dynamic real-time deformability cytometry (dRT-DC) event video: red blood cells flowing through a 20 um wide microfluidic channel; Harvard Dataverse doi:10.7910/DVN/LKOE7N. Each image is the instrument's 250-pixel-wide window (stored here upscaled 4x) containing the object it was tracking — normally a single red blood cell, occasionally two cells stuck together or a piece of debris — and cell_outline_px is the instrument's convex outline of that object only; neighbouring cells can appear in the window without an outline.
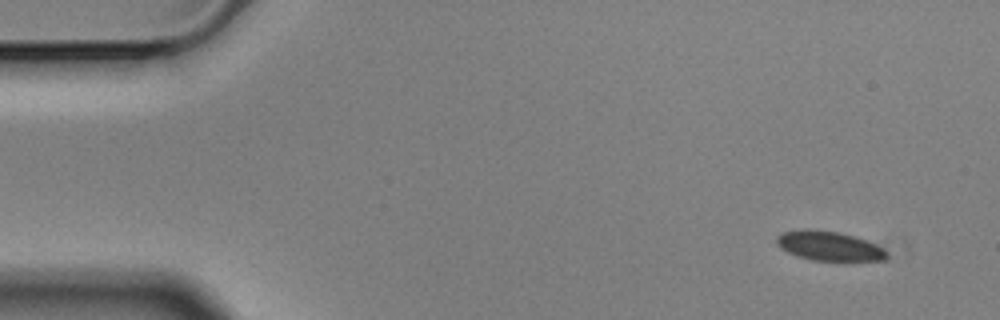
{"species": "Egyptian fruit bat (a non-hibernating species)", "species_latin": "Rousettus aegyptiacus", "temperature_condition": "cold", "stored_images_in_passage": 5, "camera_frame_rate_fps": 3000, "um_per_image_px": 0.085, "animal": {"sex": "male"}, "frame": {"image": 1, "passage_image": 1, "time_ms": 0.0, "image_size_px": [1000, 320], "cell_outline_px": [[888, 256], [884, 260], [852, 264], [844, 264], [812, 260], [796, 256], [780, 248], [776, 244], [776, 236], [784, 232], [836, 232], [852, 236], [864, 240], [880, 248]], "centroid_in_image_um": [70.53, 21.04], "position_along_channel_um": 14.5, "area_um2": 18.79}}
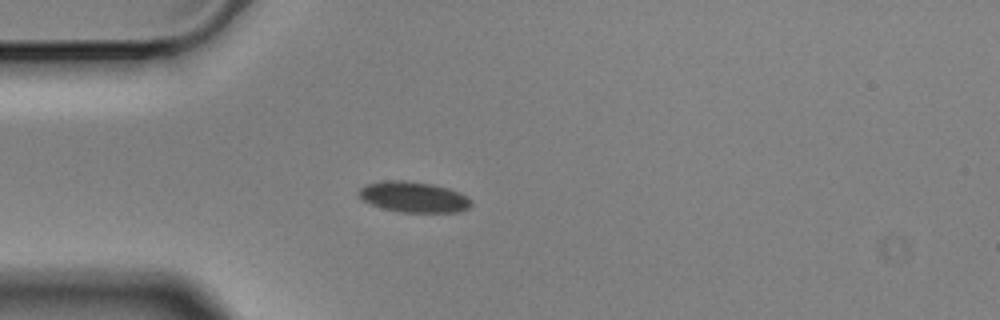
{"frame": {"image": 2, "passage_image": 4, "time_ms": 1.0, "image_size_px": [1000, 320], "cell_outline_px": [[472, 204], [468, 208], [460, 212], [400, 212], [380, 208], [364, 200], [356, 192], [360, 188], [368, 184], [384, 180], [404, 180], [432, 184], [448, 188], [460, 192], [472, 200]], "centroid_in_image_um": [35.17, 16.74], "position_along_channel_um": 49.8, "area_um2": 20.17}}